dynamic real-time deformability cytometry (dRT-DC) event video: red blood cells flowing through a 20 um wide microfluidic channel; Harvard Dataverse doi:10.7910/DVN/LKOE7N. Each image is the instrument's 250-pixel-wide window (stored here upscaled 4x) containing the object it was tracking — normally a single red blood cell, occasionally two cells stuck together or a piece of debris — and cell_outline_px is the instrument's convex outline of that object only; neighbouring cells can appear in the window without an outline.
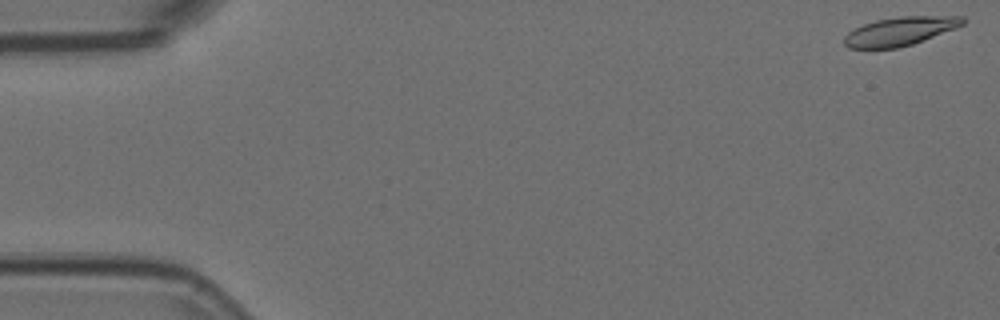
{"species": "Egyptian fruit bat (a non-hibernating species)", "species_latin": "Rousettus aegyptiacus", "temperature_condition": "room temperature", "stored_images_in_passage": 5, "camera_frame_rate_fps": 3000, "um_per_image_px": 0.085, "animal": {"sex": "female"}, "frame": {"image": 1, "passage_image": 1, "time_ms": 0.0, "image_size_px": [1000, 320], "cell_outline_px": [[964, 24], [956, 28], [924, 40], [912, 44], [896, 48], [848, 48], [844, 44], [844, 36], [848, 32], [864, 24], [876, 20], [904, 16], [964, 16]], "centroid_in_image_um": [76.51, 2.65], "position_along_channel_um": 8.5, "area_um2": 19.59}}
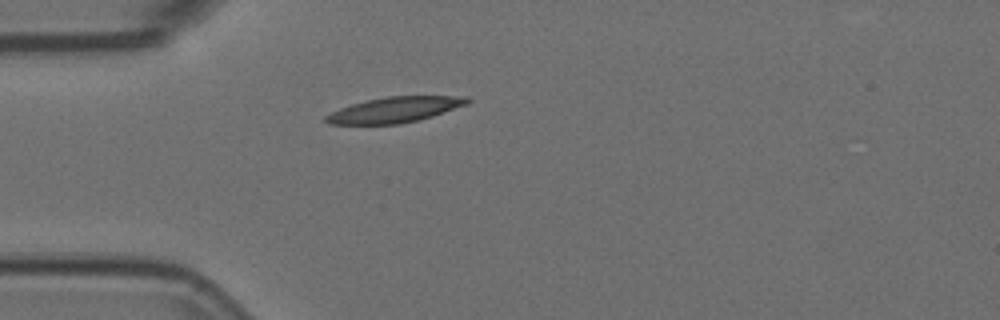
{"frame": {"image": 2, "passage_image": 5, "time_ms": 1.333, "image_size_px": [1000, 320], "cell_outline_px": [[472, 100], [468, 104], [432, 116], [400, 124], [328, 124], [324, 120], [324, 116], [340, 108], [352, 104], [368, 100], [388, 96], [468, 96]], "centroid_in_image_um": [33.57, 9.32], "position_along_channel_um": 51.4, "area_um2": 20.92}}